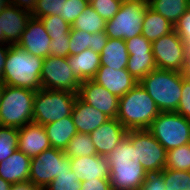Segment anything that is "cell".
I'll return each instance as SVG.
<instances>
[{
  "instance_id": "ab89813d",
  "label": "cell",
  "mask_w": 190,
  "mask_h": 190,
  "mask_svg": "<svg viewBox=\"0 0 190 190\" xmlns=\"http://www.w3.org/2000/svg\"><path fill=\"white\" fill-rule=\"evenodd\" d=\"M69 42L70 36H53L49 56L67 58L70 55Z\"/></svg>"
},
{
  "instance_id": "4dcf8cb0",
  "label": "cell",
  "mask_w": 190,
  "mask_h": 190,
  "mask_svg": "<svg viewBox=\"0 0 190 190\" xmlns=\"http://www.w3.org/2000/svg\"><path fill=\"white\" fill-rule=\"evenodd\" d=\"M18 128L0 126V162L18 149Z\"/></svg>"
},
{
  "instance_id": "74e56055",
  "label": "cell",
  "mask_w": 190,
  "mask_h": 190,
  "mask_svg": "<svg viewBox=\"0 0 190 190\" xmlns=\"http://www.w3.org/2000/svg\"><path fill=\"white\" fill-rule=\"evenodd\" d=\"M88 5L89 0H66L62 7V14H60V17L72 26L77 17Z\"/></svg>"
},
{
  "instance_id": "8fae6325",
  "label": "cell",
  "mask_w": 190,
  "mask_h": 190,
  "mask_svg": "<svg viewBox=\"0 0 190 190\" xmlns=\"http://www.w3.org/2000/svg\"><path fill=\"white\" fill-rule=\"evenodd\" d=\"M152 52L157 69L185 71L186 44L175 30L153 41Z\"/></svg>"
},
{
  "instance_id": "5b68a950",
  "label": "cell",
  "mask_w": 190,
  "mask_h": 190,
  "mask_svg": "<svg viewBox=\"0 0 190 190\" xmlns=\"http://www.w3.org/2000/svg\"><path fill=\"white\" fill-rule=\"evenodd\" d=\"M35 92L5 85L0 101V126L21 128L33 122Z\"/></svg>"
},
{
  "instance_id": "3957f363",
  "label": "cell",
  "mask_w": 190,
  "mask_h": 190,
  "mask_svg": "<svg viewBox=\"0 0 190 190\" xmlns=\"http://www.w3.org/2000/svg\"><path fill=\"white\" fill-rule=\"evenodd\" d=\"M159 113L154 100L139 83L119 98L117 120L128 131L148 129Z\"/></svg>"
},
{
  "instance_id": "7c38bea8",
  "label": "cell",
  "mask_w": 190,
  "mask_h": 190,
  "mask_svg": "<svg viewBox=\"0 0 190 190\" xmlns=\"http://www.w3.org/2000/svg\"><path fill=\"white\" fill-rule=\"evenodd\" d=\"M42 88L78 93L81 81L75 76L67 58L48 56L44 58L41 72Z\"/></svg>"
},
{
  "instance_id": "ee69618b",
  "label": "cell",
  "mask_w": 190,
  "mask_h": 190,
  "mask_svg": "<svg viewBox=\"0 0 190 190\" xmlns=\"http://www.w3.org/2000/svg\"><path fill=\"white\" fill-rule=\"evenodd\" d=\"M80 190H112L110 179H93L81 182Z\"/></svg>"
},
{
  "instance_id": "681fc988",
  "label": "cell",
  "mask_w": 190,
  "mask_h": 190,
  "mask_svg": "<svg viewBox=\"0 0 190 190\" xmlns=\"http://www.w3.org/2000/svg\"><path fill=\"white\" fill-rule=\"evenodd\" d=\"M186 58H187V65L184 73L187 77H190V43L186 45Z\"/></svg>"
},
{
  "instance_id": "816d5d0a",
  "label": "cell",
  "mask_w": 190,
  "mask_h": 190,
  "mask_svg": "<svg viewBox=\"0 0 190 190\" xmlns=\"http://www.w3.org/2000/svg\"><path fill=\"white\" fill-rule=\"evenodd\" d=\"M9 5V0H0V14Z\"/></svg>"
},
{
  "instance_id": "e0dca14e",
  "label": "cell",
  "mask_w": 190,
  "mask_h": 190,
  "mask_svg": "<svg viewBox=\"0 0 190 190\" xmlns=\"http://www.w3.org/2000/svg\"><path fill=\"white\" fill-rule=\"evenodd\" d=\"M92 80L119 98L138 84L126 69L114 70L107 66H100Z\"/></svg>"
},
{
  "instance_id": "7dc6e473",
  "label": "cell",
  "mask_w": 190,
  "mask_h": 190,
  "mask_svg": "<svg viewBox=\"0 0 190 190\" xmlns=\"http://www.w3.org/2000/svg\"><path fill=\"white\" fill-rule=\"evenodd\" d=\"M10 44H0V82H3L4 66Z\"/></svg>"
},
{
  "instance_id": "b9f144b4",
  "label": "cell",
  "mask_w": 190,
  "mask_h": 190,
  "mask_svg": "<svg viewBox=\"0 0 190 190\" xmlns=\"http://www.w3.org/2000/svg\"><path fill=\"white\" fill-rule=\"evenodd\" d=\"M164 171L147 173L140 190H165Z\"/></svg>"
},
{
  "instance_id": "60d3db41",
  "label": "cell",
  "mask_w": 190,
  "mask_h": 190,
  "mask_svg": "<svg viewBox=\"0 0 190 190\" xmlns=\"http://www.w3.org/2000/svg\"><path fill=\"white\" fill-rule=\"evenodd\" d=\"M176 113L190 120V77L183 72L182 95Z\"/></svg>"
},
{
  "instance_id": "83f0119b",
  "label": "cell",
  "mask_w": 190,
  "mask_h": 190,
  "mask_svg": "<svg viewBox=\"0 0 190 190\" xmlns=\"http://www.w3.org/2000/svg\"><path fill=\"white\" fill-rule=\"evenodd\" d=\"M88 33L105 31L106 21L89 4L71 26Z\"/></svg>"
},
{
  "instance_id": "ac0fdd59",
  "label": "cell",
  "mask_w": 190,
  "mask_h": 190,
  "mask_svg": "<svg viewBox=\"0 0 190 190\" xmlns=\"http://www.w3.org/2000/svg\"><path fill=\"white\" fill-rule=\"evenodd\" d=\"M18 149L30 158L51 148L44 126L31 122L18 128Z\"/></svg>"
},
{
  "instance_id": "8d00e7d4",
  "label": "cell",
  "mask_w": 190,
  "mask_h": 190,
  "mask_svg": "<svg viewBox=\"0 0 190 190\" xmlns=\"http://www.w3.org/2000/svg\"><path fill=\"white\" fill-rule=\"evenodd\" d=\"M89 4L105 21L111 20L119 11L121 0H89Z\"/></svg>"
},
{
  "instance_id": "6da1fadb",
  "label": "cell",
  "mask_w": 190,
  "mask_h": 190,
  "mask_svg": "<svg viewBox=\"0 0 190 190\" xmlns=\"http://www.w3.org/2000/svg\"><path fill=\"white\" fill-rule=\"evenodd\" d=\"M112 190H140L147 172L137 158L136 148L125 137L107 156Z\"/></svg>"
},
{
  "instance_id": "f546056e",
  "label": "cell",
  "mask_w": 190,
  "mask_h": 190,
  "mask_svg": "<svg viewBox=\"0 0 190 190\" xmlns=\"http://www.w3.org/2000/svg\"><path fill=\"white\" fill-rule=\"evenodd\" d=\"M165 168L190 171V143L168 150Z\"/></svg>"
},
{
  "instance_id": "7bdbcfd3",
  "label": "cell",
  "mask_w": 190,
  "mask_h": 190,
  "mask_svg": "<svg viewBox=\"0 0 190 190\" xmlns=\"http://www.w3.org/2000/svg\"><path fill=\"white\" fill-rule=\"evenodd\" d=\"M174 30L186 45L190 43V7L174 25Z\"/></svg>"
},
{
  "instance_id": "9c48e42d",
  "label": "cell",
  "mask_w": 190,
  "mask_h": 190,
  "mask_svg": "<svg viewBox=\"0 0 190 190\" xmlns=\"http://www.w3.org/2000/svg\"><path fill=\"white\" fill-rule=\"evenodd\" d=\"M148 2H122L119 11L106 21L108 38L128 40L142 33Z\"/></svg>"
},
{
  "instance_id": "c3c4849f",
  "label": "cell",
  "mask_w": 190,
  "mask_h": 190,
  "mask_svg": "<svg viewBox=\"0 0 190 190\" xmlns=\"http://www.w3.org/2000/svg\"><path fill=\"white\" fill-rule=\"evenodd\" d=\"M10 190H38L35 186H33L30 182L22 183V184H14L11 186Z\"/></svg>"
},
{
  "instance_id": "11a10c76",
  "label": "cell",
  "mask_w": 190,
  "mask_h": 190,
  "mask_svg": "<svg viewBox=\"0 0 190 190\" xmlns=\"http://www.w3.org/2000/svg\"><path fill=\"white\" fill-rule=\"evenodd\" d=\"M0 44H8L2 36H0Z\"/></svg>"
},
{
  "instance_id": "4fadbf2b",
  "label": "cell",
  "mask_w": 190,
  "mask_h": 190,
  "mask_svg": "<svg viewBox=\"0 0 190 190\" xmlns=\"http://www.w3.org/2000/svg\"><path fill=\"white\" fill-rule=\"evenodd\" d=\"M77 96L109 118H117L119 97L93 80L82 81Z\"/></svg>"
},
{
  "instance_id": "7a4b0ae2",
  "label": "cell",
  "mask_w": 190,
  "mask_h": 190,
  "mask_svg": "<svg viewBox=\"0 0 190 190\" xmlns=\"http://www.w3.org/2000/svg\"><path fill=\"white\" fill-rule=\"evenodd\" d=\"M44 59L36 57L23 48L10 45L4 66L3 83L9 86L37 91L42 88L41 72Z\"/></svg>"
},
{
  "instance_id": "484cf974",
  "label": "cell",
  "mask_w": 190,
  "mask_h": 190,
  "mask_svg": "<svg viewBox=\"0 0 190 190\" xmlns=\"http://www.w3.org/2000/svg\"><path fill=\"white\" fill-rule=\"evenodd\" d=\"M148 6L175 25L190 7L189 0H149Z\"/></svg>"
},
{
  "instance_id": "52a82bcc",
  "label": "cell",
  "mask_w": 190,
  "mask_h": 190,
  "mask_svg": "<svg viewBox=\"0 0 190 190\" xmlns=\"http://www.w3.org/2000/svg\"><path fill=\"white\" fill-rule=\"evenodd\" d=\"M147 130L166 151L190 143V120L176 112H160Z\"/></svg>"
},
{
  "instance_id": "8992f818",
  "label": "cell",
  "mask_w": 190,
  "mask_h": 190,
  "mask_svg": "<svg viewBox=\"0 0 190 190\" xmlns=\"http://www.w3.org/2000/svg\"><path fill=\"white\" fill-rule=\"evenodd\" d=\"M77 93L40 88L35 92L33 122L44 126L70 116Z\"/></svg>"
},
{
  "instance_id": "ffe728a7",
  "label": "cell",
  "mask_w": 190,
  "mask_h": 190,
  "mask_svg": "<svg viewBox=\"0 0 190 190\" xmlns=\"http://www.w3.org/2000/svg\"><path fill=\"white\" fill-rule=\"evenodd\" d=\"M31 158L17 149L0 162V177L11 185L29 182Z\"/></svg>"
},
{
  "instance_id": "836d02e7",
  "label": "cell",
  "mask_w": 190,
  "mask_h": 190,
  "mask_svg": "<svg viewBox=\"0 0 190 190\" xmlns=\"http://www.w3.org/2000/svg\"><path fill=\"white\" fill-rule=\"evenodd\" d=\"M81 181L77 174L64 172L56 177L44 190H80Z\"/></svg>"
},
{
  "instance_id": "d6986e66",
  "label": "cell",
  "mask_w": 190,
  "mask_h": 190,
  "mask_svg": "<svg viewBox=\"0 0 190 190\" xmlns=\"http://www.w3.org/2000/svg\"><path fill=\"white\" fill-rule=\"evenodd\" d=\"M71 170L79 177L80 181L93 179H110V168L107 156L91 155L70 158Z\"/></svg>"
},
{
  "instance_id": "5bb4252c",
  "label": "cell",
  "mask_w": 190,
  "mask_h": 190,
  "mask_svg": "<svg viewBox=\"0 0 190 190\" xmlns=\"http://www.w3.org/2000/svg\"><path fill=\"white\" fill-rule=\"evenodd\" d=\"M17 45L26 52L44 59L49 56L51 38L42 21L31 17Z\"/></svg>"
},
{
  "instance_id": "277c9868",
  "label": "cell",
  "mask_w": 190,
  "mask_h": 190,
  "mask_svg": "<svg viewBox=\"0 0 190 190\" xmlns=\"http://www.w3.org/2000/svg\"><path fill=\"white\" fill-rule=\"evenodd\" d=\"M138 83L160 112H176L182 95L183 72L154 69Z\"/></svg>"
},
{
  "instance_id": "d6a6232c",
  "label": "cell",
  "mask_w": 190,
  "mask_h": 190,
  "mask_svg": "<svg viewBox=\"0 0 190 190\" xmlns=\"http://www.w3.org/2000/svg\"><path fill=\"white\" fill-rule=\"evenodd\" d=\"M39 19L42 21L51 39H53V36H70L71 26L60 16L49 15Z\"/></svg>"
},
{
  "instance_id": "ba28073f",
  "label": "cell",
  "mask_w": 190,
  "mask_h": 190,
  "mask_svg": "<svg viewBox=\"0 0 190 190\" xmlns=\"http://www.w3.org/2000/svg\"><path fill=\"white\" fill-rule=\"evenodd\" d=\"M64 172H71L70 158L63 150L51 147L31 158L29 182L38 190H44Z\"/></svg>"
},
{
  "instance_id": "e575fe53",
  "label": "cell",
  "mask_w": 190,
  "mask_h": 190,
  "mask_svg": "<svg viewBox=\"0 0 190 190\" xmlns=\"http://www.w3.org/2000/svg\"><path fill=\"white\" fill-rule=\"evenodd\" d=\"M65 2L66 0H37L32 17L39 19L49 15L60 16Z\"/></svg>"
},
{
  "instance_id": "30bf717a",
  "label": "cell",
  "mask_w": 190,
  "mask_h": 190,
  "mask_svg": "<svg viewBox=\"0 0 190 190\" xmlns=\"http://www.w3.org/2000/svg\"><path fill=\"white\" fill-rule=\"evenodd\" d=\"M126 137L136 148L137 158L147 173L165 168L167 151L147 129L129 130Z\"/></svg>"
},
{
  "instance_id": "f5cc1de1",
  "label": "cell",
  "mask_w": 190,
  "mask_h": 190,
  "mask_svg": "<svg viewBox=\"0 0 190 190\" xmlns=\"http://www.w3.org/2000/svg\"><path fill=\"white\" fill-rule=\"evenodd\" d=\"M4 88H5V84L3 82H0V101H1V98H2Z\"/></svg>"
},
{
  "instance_id": "f907efd6",
  "label": "cell",
  "mask_w": 190,
  "mask_h": 190,
  "mask_svg": "<svg viewBox=\"0 0 190 190\" xmlns=\"http://www.w3.org/2000/svg\"><path fill=\"white\" fill-rule=\"evenodd\" d=\"M11 184L0 177V190H10Z\"/></svg>"
},
{
  "instance_id": "f6af8a7d",
  "label": "cell",
  "mask_w": 190,
  "mask_h": 190,
  "mask_svg": "<svg viewBox=\"0 0 190 190\" xmlns=\"http://www.w3.org/2000/svg\"><path fill=\"white\" fill-rule=\"evenodd\" d=\"M92 37L90 49L100 54L103 48L106 46L108 36L106 35L105 31H101L98 33H92Z\"/></svg>"
},
{
  "instance_id": "d4e9b609",
  "label": "cell",
  "mask_w": 190,
  "mask_h": 190,
  "mask_svg": "<svg viewBox=\"0 0 190 190\" xmlns=\"http://www.w3.org/2000/svg\"><path fill=\"white\" fill-rule=\"evenodd\" d=\"M173 30L174 25L168 19L152 10L149 6L146 8L141 35L148 41L158 40Z\"/></svg>"
},
{
  "instance_id": "4316f807",
  "label": "cell",
  "mask_w": 190,
  "mask_h": 190,
  "mask_svg": "<svg viewBox=\"0 0 190 190\" xmlns=\"http://www.w3.org/2000/svg\"><path fill=\"white\" fill-rule=\"evenodd\" d=\"M157 69L153 53L129 55L126 70L139 82L149 72Z\"/></svg>"
},
{
  "instance_id": "bcb514c9",
  "label": "cell",
  "mask_w": 190,
  "mask_h": 190,
  "mask_svg": "<svg viewBox=\"0 0 190 190\" xmlns=\"http://www.w3.org/2000/svg\"><path fill=\"white\" fill-rule=\"evenodd\" d=\"M37 0H9V5L16 6L22 10L33 12Z\"/></svg>"
},
{
  "instance_id": "d590c367",
  "label": "cell",
  "mask_w": 190,
  "mask_h": 190,
  "mask_svg": "<svg viewBox=\"0 0 190 190\" xmlns=\"http://www.w3.org/2000/svg\"><path fill=\"white\" fill-rule=\"evenodd\" d=\"M92 38V33L84 32L71 27L69 42L70 55L79 54L85 49L90 48Z\"/></svg>"
},
{
  "instance_id": "1f68e13d",
  "label": "cell",
  "mask_w": 190,
  "mask_h": 190,
  "mask_svg": "<svg viewBox=\"0 0 190 190\" xmlns=\"http://www.w3.org/2000/svg\"><path fill=\"white\" fill-rule=\"evenodd\" d=\"M165 190H190V171L164 168Z\"/></svg>"
},
{
  "instance_id": "2e32d148",
  "label": "cell",
  "mask_w": 190,
  "mask_h": 190,
  "mask_svg": "<svg viewBox=\"0 0 190 190\" xmlns=\"http://www.w3.org/2000/svg\"><path fill=\"white\" fill-rule=\"evenodd\" d=\"M127 129L117 120L110 118L89 135L94 143L97 155L108 156L127 134Z\"/></svg>"
},
{
  "instance_id": "603a6c76",
  "label": "cell",
  "mask_w": 190,
  "mask_h": 190,
  "mask_svg": "<svg viewBox=\"0 0 190 190\" xmlns=\"http://www.w3.org/2000/svg\"><path fill=\"white\" fill-rule=\"evenodd\" d=\"M44 128L51 147L63 151L67 148L69 141L78 133L71 115L58 121L45 124Z\"/></svg>"
},
{
  "instance_id": "9a60e30c",
  "label": "cell",
  "mask_w": 190,
  "mask_h": 190,
  "mask_svg": "<svg viewBox=\"0 0 190 190\" xmlns=\"http://www.w3.org/2000/svg\"><path fill=\"white\" fill-rule=\"evenodd\" d=\"M31 17V12L8 5L0 14V36L8 44L16 45L21 39L22 33Z\"/></svg>"
},
{
  "instance_id": "7402d4cb",
  "label": "cell",
  "mask_w": 190,
  "mask_h": 190,
  "mask_svg": "<svg viewBox=\"0 0 190 190\" xmlns=\"http://www.w3.org/2000/svg\"><path fill=\"white\" fill-rule=\"evenodd\" d=\"M67 62L75 76L82 82L92 80L101 66L100 54L88 48L76 55H69Z\"/></svg>"
},
{
  "instance_id": "f35d334b",
  "label": "cell",
  "mask_w": 190,
  "mask_h": 190,
  "mask_svg": "<svg viewBox=\"0 0 190 190\" xmlns=\"http://www.w3.org/2000/svg\"><path fill=\"white\" fill-rule=\"evenodd\" d=\"M128 55L140 53H153L152 42L148 41L143 35L135 36L131 39L125 40Z\"/></svg>"
},
{
  "instance_id": "db71d44e",
  "label": "cell",
  "mask_w": 190,
  "mask_h": 190,
  "mask_svg": "<svg viewBox=\"0 0 190 190\" xmlns=\"http://www.w3.org/2000/svg\"><path fill=\"white\" fill-rule=\"evenodd\" d=\"M122 2H149V0H121Z\"/></svg>"
},
{
  "instance_id": "44dd1931",
  "label": "cell",
  "mask_w": 190,
  "mask_h": 190,
  "mask_svg": "<svg viewBox=\"0 0 190 190\" xmlns=\"http://www.w3.org/2000/svg\"><path fill=\"white\" fill-rule=\"evenodd\" d=\"M78 133L90 134L110 118L93 106L82 101L78 96L71 114Z\"/></svg>"
},
{
  "instance_id": "f1b7e54d",
  "label": "cell",
  "mask_w": 190,
  "mask_h": 190,
  "mask_svg": "<svg viewBox=\"0 0 190 190\" xmlns=\"http://www.w3.org/2000/svg\"><path fill=\"white\" fill-rule=\"evenodd\" d=\"M64 152L69 158L97 155L94 143L91 140L90 135L87 133L75 134L74 137L69 141Z\"/></svg>"
},
{
  "instance_id": "cb8c5ba5",
  "label": "cell",
  "mask_w": 190,
  "mask_h": 190,
  "mask_svg": "<svg viewBox=\"0 0 190 190\" xmlns=\"http://www.w3.org/2000/svg\"><path fill=\"white\" fill-rule=\"evenodd\" d=\"M101 66H107L114 70L126 69L128 51L125 40L108 38L106 46L100 53Z\"/></svg>"
}]
</instances>
